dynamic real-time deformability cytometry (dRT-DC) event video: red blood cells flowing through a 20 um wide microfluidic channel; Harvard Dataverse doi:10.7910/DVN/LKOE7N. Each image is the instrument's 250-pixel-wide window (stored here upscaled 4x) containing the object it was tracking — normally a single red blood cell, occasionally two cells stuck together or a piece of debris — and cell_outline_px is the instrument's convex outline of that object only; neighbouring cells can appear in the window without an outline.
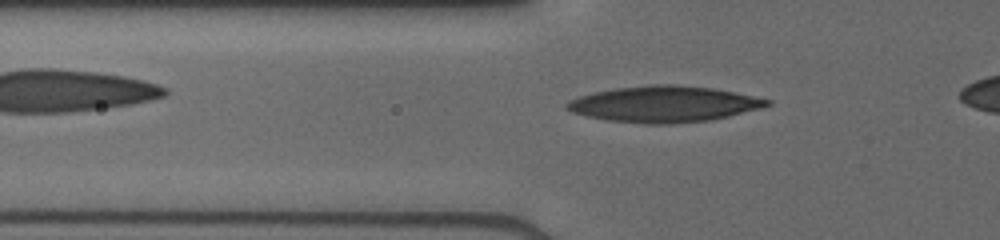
{"species": "human", "species_latin": "Homo sapiens", "temperature_condition": "cold", "stored_images_in_passage": 40, "camera_frame_rate_fps": 3000, "um_per_image_px": 0.085, "donor": {"sex": "male"}, "frame": {"image": 1, "passage_image": 12, "time_ms": 3.667, "image_size_px": [1000, 240], "cell_outline_px": [[772, 104], [760, 108], [712, 120], [672, 124], [644, 124], [608, 120], [588, 116], [572, 112], [564, 104], [568, 100], [580, 96], [596, 92], [616, 88], [648, 84], [676, 84], [712, 88], [772, 100]], "centroid_in_image_um": [56.43, 8.85], "position_along_channel_um": 69.4, "area_um2": 41.96}}
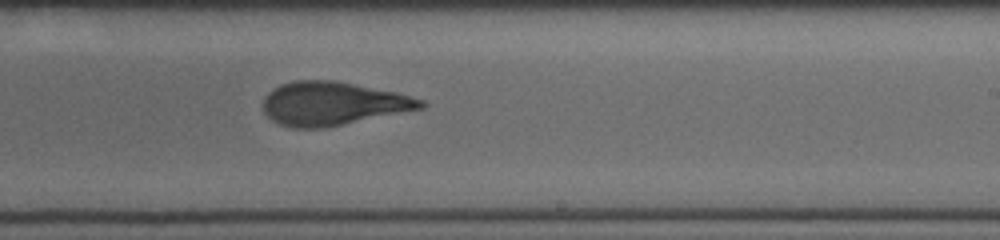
{"frame": {"image": 2, "passage_image": 26, "time_ms": 8.333, "image_size_px": [1000, 240], "cell_outline_px": [[428, 104], [424, 108], [324, 128], [292, 128], [280, 124], [272, 120], [264, 112], [264, 96], [272, 88], [280, 84], [296, 80], [332, 80], [396, 92], [424, 100]], "centroid_in_image_um": [28.28, 8.8], "position_along_channel_um": 260.7, "area_um2": 39.88}}
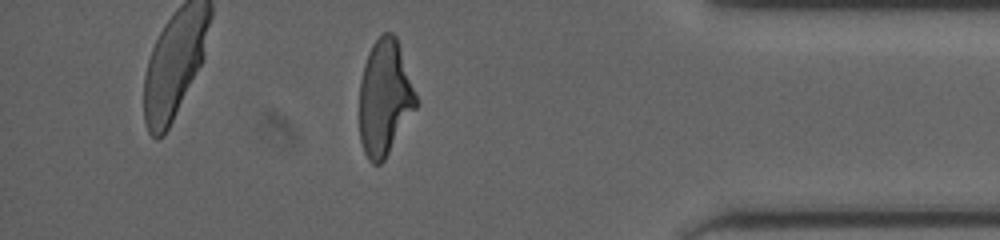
{"frame": {"image": 3, "passage_image": 38, "time_ms": 12.333, "image_size_px": [1000, 240], "cell_outline_px": [[416, 108], [384, 160], [380, 164], [372, 164], [368, 160], [364, 152], [360, 140], [360, 80], [364, 64], [368, 52], [372, 44], [384, 32], [392, 32], [396, 36], [416, 96]], "centroid_in_image_um": [32.67, 8.32], "position_along_channel_um": 402.5, "area_um2": 37.74}}